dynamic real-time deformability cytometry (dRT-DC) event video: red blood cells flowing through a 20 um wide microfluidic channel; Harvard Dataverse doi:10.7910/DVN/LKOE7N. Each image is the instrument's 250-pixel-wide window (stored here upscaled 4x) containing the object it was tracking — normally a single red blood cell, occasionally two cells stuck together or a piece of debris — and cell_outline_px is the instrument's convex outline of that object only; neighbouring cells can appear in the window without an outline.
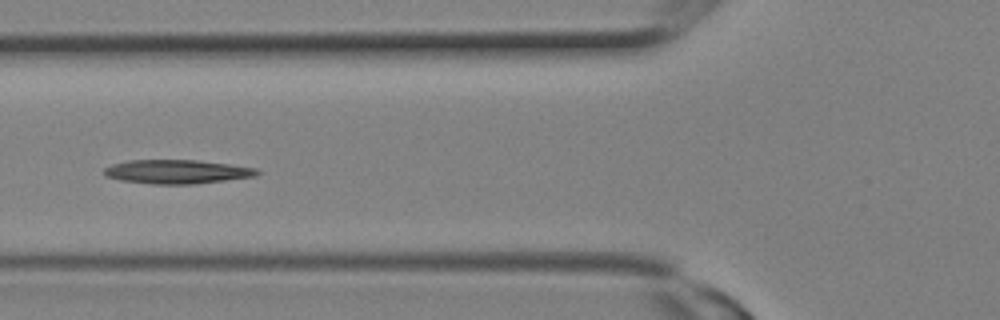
{"species": "Egyptian fruit bat (a non-hibernating species)", "species_latin": "Rousettus aegyptiacus", "temperature_condition": "room temperature", "stored_images_in_passage": 10, "camera_frame_rate_fps": 3000, "um_per_image_px": 0.085, "animal": {"sex": "female"}, "frame": {"image": 1, "passage_image": 9, "time_ms": 2.667, "image_size_px": [1000, 320], "cell_outline_px": [[260, 172], [256, 176], [192, 184], [152, 184], [120, 180], [104, 176], [104, 168], [112, 164], [128, 160], [196, 160], [228, 164], [256, 168]], "centroid_in_image_um": [14.99, 14.59], "position_along_channel_um": 110.8, "area_um2": 21.21}}